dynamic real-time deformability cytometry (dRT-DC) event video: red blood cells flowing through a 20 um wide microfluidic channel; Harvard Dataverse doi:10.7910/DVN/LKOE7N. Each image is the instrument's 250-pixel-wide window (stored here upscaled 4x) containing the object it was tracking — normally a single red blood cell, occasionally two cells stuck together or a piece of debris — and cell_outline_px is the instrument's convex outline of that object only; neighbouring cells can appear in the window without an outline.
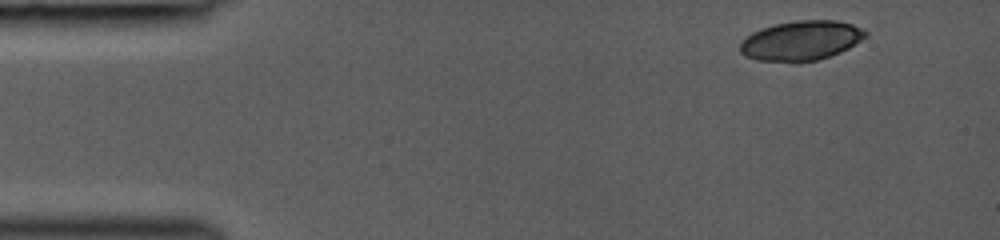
{"species": "common noctule bat (a hibernating species)", "species_latin": "Nyctalus noctula", "temperature_condition": "room temperature", "stored_images_in_passage": 28, "camera_frame_rate_fps": 3000, "um_per_image_px": 0.085, "animal": {"sex": "female", "body_mass_g": 19.0, "forearm_length_mm": 53.3}, "frame": {"image": 1, "passage_image": 1, "time_ms": 0.0, "image_size_px": [1000, 240], "cell_outline_px": [[880, 20], [868, 36], [848, 48], [840, 52], [816, 60], [756, 60], [744, 56], [740, 52], [740, 44], [752, 32], [772, 24], [796, 20]], "centroid_in_image_um": [68.43, 3.33], "position_along_channel_um": 16.6, "area_um2": 30.4}}